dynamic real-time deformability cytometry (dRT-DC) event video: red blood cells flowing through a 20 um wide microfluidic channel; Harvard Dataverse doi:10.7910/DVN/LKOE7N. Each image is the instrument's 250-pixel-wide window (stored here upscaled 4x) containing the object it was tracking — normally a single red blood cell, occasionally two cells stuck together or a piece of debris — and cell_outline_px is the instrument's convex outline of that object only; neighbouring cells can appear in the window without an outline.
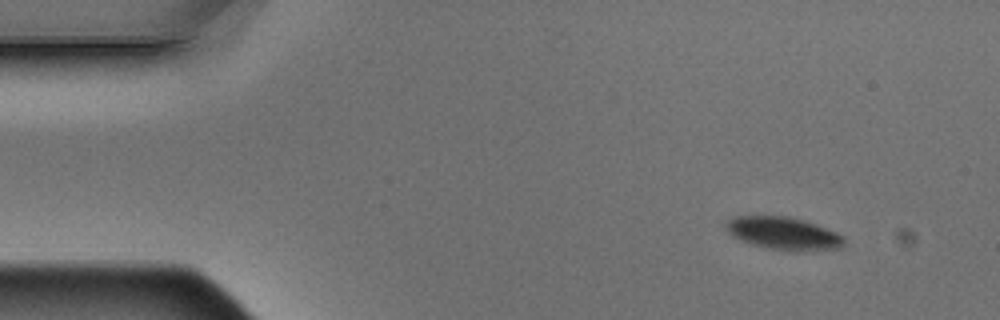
{"species": "Egyptian fruit bat (a non-hibernating species)", "species_latin": "Rousettus aegyptiacus", "temperature_condition": "warm", "stored_images_in_passage": 5, "camera_frame_rate_fps": 3000, "um_per_image_px": 0.085, "animal": {"sex": "male"}, "frame": {"image": 1, "passage_image": 1, "time_ms": 0.0, "image_size_px": [1000, 320], "cell_outline_px": [[844, 244], [840, 248], [796, 252], [764, 248], [740, 240], [724, 228], [724, 224], [728, 220], [736, 216], [788, 216], [804, 220], [816, 224], [836, 232], [844, 236]], "centroid_in_image_um": [66.61, 19.84], "position_along_channel_um": 18.4, "area_um2": 22.66}}
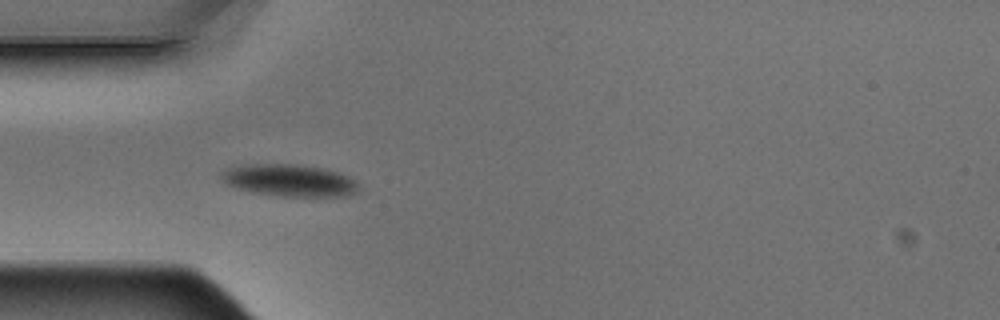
{"frame": {"image": 2, "passage_image": 4, "time_ms": 1.0, "image_size_px": [1000, 320], "cell_outline_px": [[360, 188], [356, 192], [348, 196], [276, 196], [252, 192], [236, 188], [228, 184], [220, 176], [220, 172], [228, 168], [252, 164], [296, 164], [324, 168], [340, 172], [356, 180], [360, 184]], "centroid_in_image_um": [24.66, 15.33], "position_along_channel_um": 60.3, "area_um2": 25.84}}
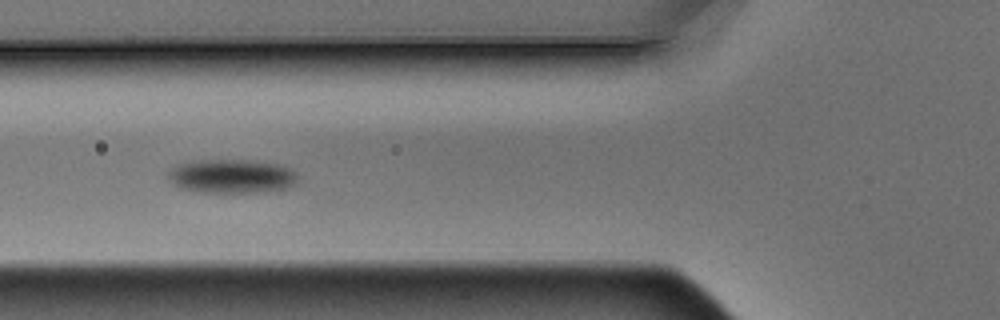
{"frame": {"image": 3, "passage_image": 5, "time_ms": 1.333, "image_size_px": [1000, 320], "cell_outline_px": [[296, 180], [292, 184], [284, 188], [256, 192], [204, 192], [180, 188], [172, 184], [168, 180], [168, 172], [176, 164], [192, 160], [252, 160], [280, 164], [296, 172]], "centroid_in_image_um": [19.62, 14.96], "position_along_channel_um": 106.2, "area_um2": 25.55}}